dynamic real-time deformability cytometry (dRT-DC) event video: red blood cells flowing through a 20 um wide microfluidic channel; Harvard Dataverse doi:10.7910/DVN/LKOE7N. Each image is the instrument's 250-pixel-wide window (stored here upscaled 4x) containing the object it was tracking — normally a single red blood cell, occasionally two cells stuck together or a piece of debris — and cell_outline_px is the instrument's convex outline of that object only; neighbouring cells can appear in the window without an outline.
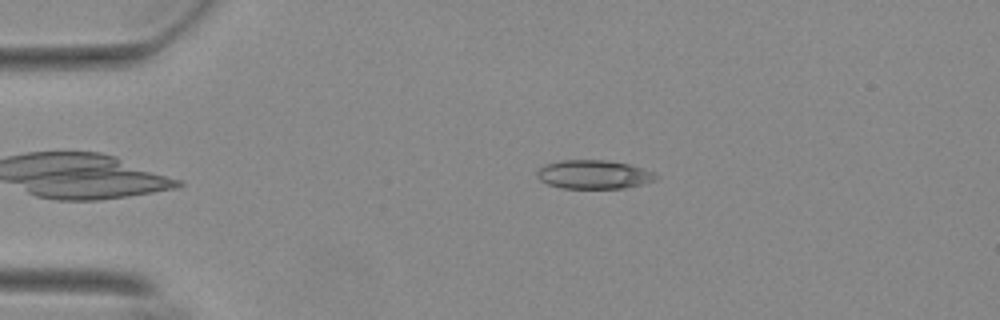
{"species": "Egyptian fruit bat (a non-hibernating species)", "species_latin": "Rousettus aegyptiacus", "temperature_condition": "warm", "stored_images_in_passage": 50, "camera_frame_rate_fps": 3000, "um_per_image_px": 0.085, "animal": {"sex": "female"}, "frame": {"image": 1, "passage_image": 7, "time_ms": 2.0, "image_size_px": [1000, 320], "cell_outline_px": [[660, 176], [644, 184], [624, 188], [560, 188], [548, 184], [540, 180], [536, 176], [536, 172], [544, 164], [560, 160], [604, 160], [628, 164], [652, 172]], "centroid_in_image_um": [50.42, 14.83], "position_along_channel_um": 34.6, "area_um2": 19.83}}
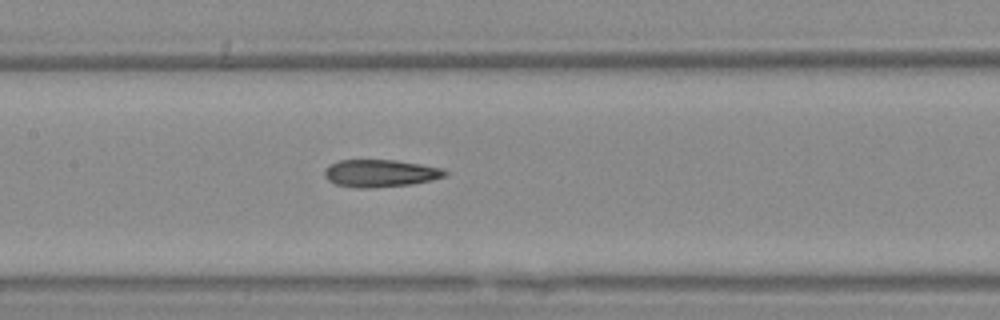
{"frame": {"image": 2, "passage_image": 22, "time_ms": 7.0, "image_size_px": [1000, 320], "cell_outline_px": [[448, 172], [444, 176], [432, 180], [412, 184], [368, 188], [356, 188], [336, 184], [328, 180], [324, 176], [324, 172], [332, 164], [340, 160], [396, 160], [444, 168]], "centroid_in_image_um": [32.35, 14.73], "position_along_channel_um": 175.0, "area_um2": 19.13}}
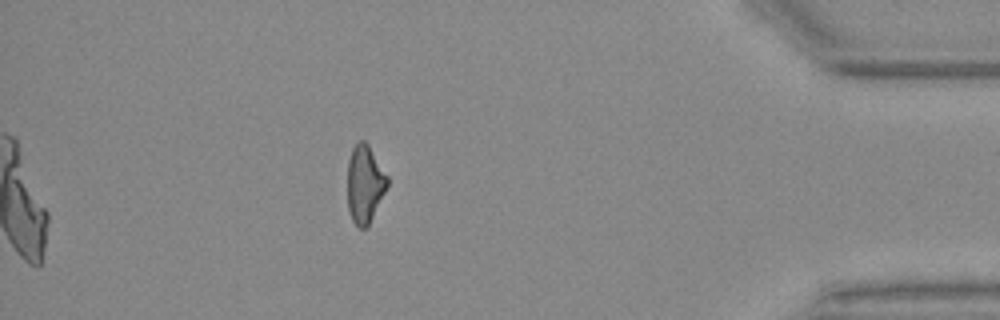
{"frame": {"image": 3, "passage_image": 44, "time_ms": 14.333, "image_size_px": [1000, 320], "cell_outline_px": [[388, 184], [368, 224], [364, 228], [360, 228], [352, 220], [348, 208], [348, 160], [352, 148], [360, 140], [364, 140], [368, 144], [388, 176]], "centroid_in_image_um": [30.99, 15.6], "position_along_channel_um": 404.2, "area_um2": 17.69}, "authors_computed_cell_mechanics": {"area_um2": 19.2185, "velocity_mm_per_s": 3.7263, "shape_relaxation_time_tau1_ms": null, "shape_relaxation_time_tau2_ms": 4.0009, "deformation_change_tau1": null, "deformation_change_tau2": 0.1305}}